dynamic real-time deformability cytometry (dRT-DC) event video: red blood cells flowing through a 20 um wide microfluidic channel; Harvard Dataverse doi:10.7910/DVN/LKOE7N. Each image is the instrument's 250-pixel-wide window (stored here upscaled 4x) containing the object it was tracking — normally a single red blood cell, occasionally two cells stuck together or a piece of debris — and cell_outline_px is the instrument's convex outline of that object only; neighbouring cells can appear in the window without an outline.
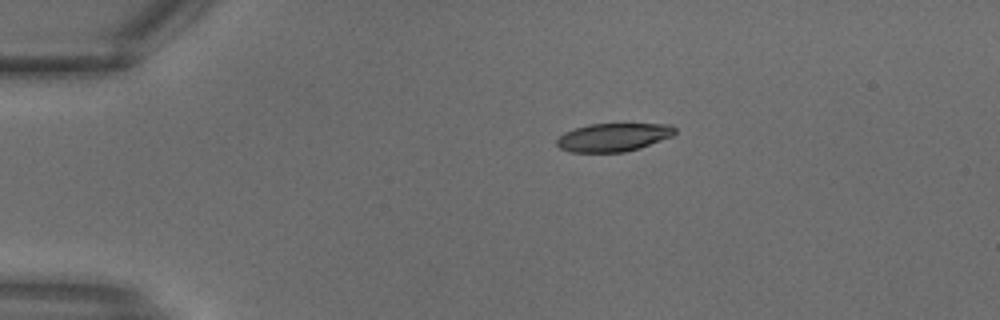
{"species": "common noctule bat (a hibernating species)", "species_latin": "Nyctalus noctula", "temperature_condition": "warm", "stored_images_in_passage": 8, "camera_frame_rate_fps": 3000, "um_per_image_px": 0.085, "animal": {"sex": "male", "body_mass_g": 18.8}, "frame": {"image": 1, "passage_image": 1, "time_ms": 0.0, "image_size_px": [1000, 320], "cell_outline_px": [[676, 132], [672, 136], [640, 148], [624, 152], [568, 152], [560, 148], [556, 144], [556, 140], [564, 132], [588, 124], [672, 124], [676, 128]], "centroid_in_image_um": [52.13, 11.67], "position_along_channel_um": 32.9, "area_um2": 19.48}}
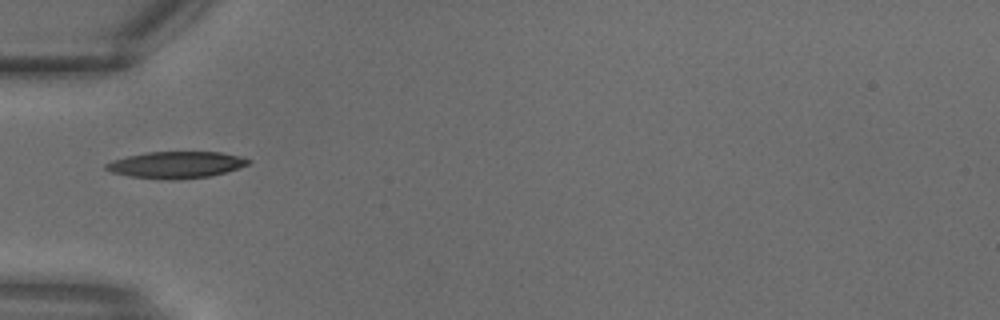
{"frame": {"image": 2, "passage_image": 5, "time_ms": 1.333, "image_size_px": [1000, 320], "cell_outline_px": [[252, 160], [248, 164], [224, 172], [208, 176], [176, 180], [172, 180], [132, 176], [112, 172], [104, 168], [104, 164], [112, 160], [128, 156], [148, 152], [220, 152], [240, 156]], "centroid_in_image_um": [14.95, 14.0], "position_along_channel_um": 70.0, "area_um2": 21.79}}
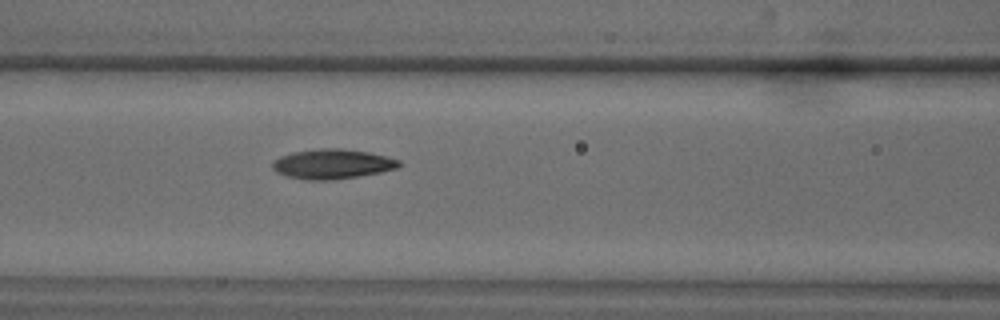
{"frame": {"image": 3, "passage_image": 8, "time_ms": 2.333, "image_size_px": [1000, 320], "cell_outline_px": [[400, 164], [396, 168], [380, 172], [332, 180], [308, 180], [288, 176], [276, 172], [272, 168], [272, 160], [280, 156], [292, 152], [320, 148], [340, 148], [368, 152], [400, 160]], "centroid_in_image_um": [28.19, 13.93], "position_along_channel_um": 138.4, "area_um2": 21.79}}